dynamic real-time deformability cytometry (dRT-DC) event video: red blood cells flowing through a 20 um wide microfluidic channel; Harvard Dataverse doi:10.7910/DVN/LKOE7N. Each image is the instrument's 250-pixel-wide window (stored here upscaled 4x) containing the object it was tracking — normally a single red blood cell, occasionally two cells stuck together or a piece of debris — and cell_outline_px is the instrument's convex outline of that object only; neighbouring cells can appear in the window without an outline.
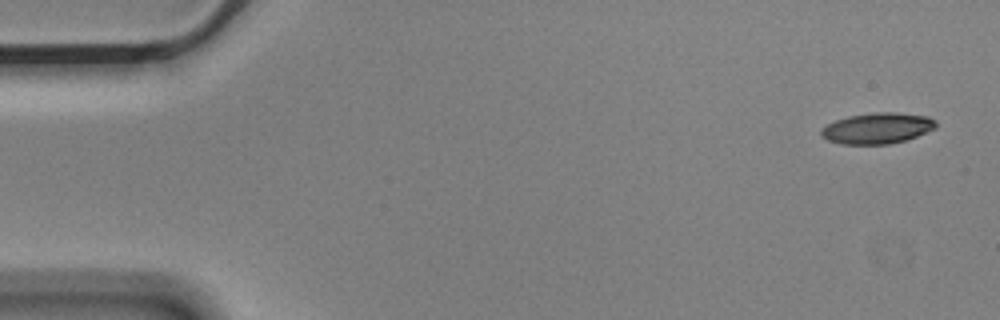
{"species": "Egyptian fruit bat (a non-hibernating species)", "species_latin": "Rousettus aegyptiacus", "temperature_condition": "cold", "stored_images_in_passage": 5, "camera_frame_rate_fps": 3000, "um_per_image_px": 0.085, "animal": {"sex": "male"}, "frame": {"image": 1, "passage_image": 1, "time_ms": 0.0, "image_size_px": [1000, 320], "cell_outline_px": [[936, 128], [916, 136], [904, 140], [888, 144], [840, 144], [828, 140], [820, 136], [820, 132], [828, 124], [836, 120], [848, 116], [872, 112], [896, 112], [928, 116], [936, 120]], "centroid_in_image_um": [74.57, 10.89], "position_along_channel_um": 10.4, "area_um2": 20.63}}
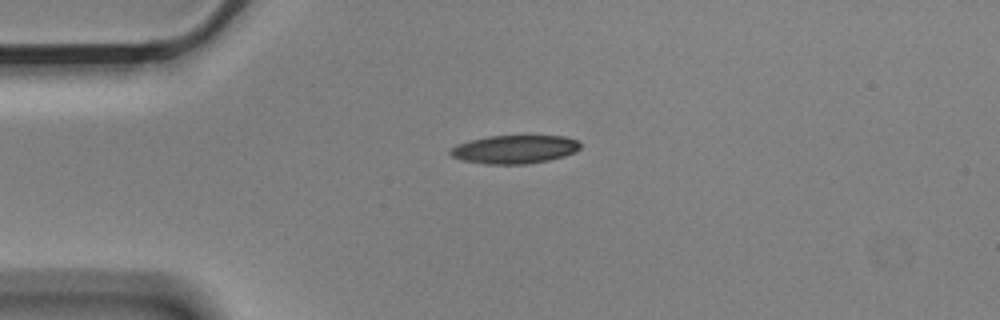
{"frame": {"image": 2, "passage_image": 4, "time_ms": 1.0, "image_size_px": [1000, 320], "cell_outline_px": [[580, 148], [576, 152], [564, 156], [548, 160], [524, 164], [484, 164], [460, 160], [452, 156], [448, 152], [456, 144], [488, 136], [564, 136], [576, 140], [580, 144]], "centroid_in_image_um": [43.72, 12.7], "position_along_channel_um": 41.3, "area_um2": 21.44}}